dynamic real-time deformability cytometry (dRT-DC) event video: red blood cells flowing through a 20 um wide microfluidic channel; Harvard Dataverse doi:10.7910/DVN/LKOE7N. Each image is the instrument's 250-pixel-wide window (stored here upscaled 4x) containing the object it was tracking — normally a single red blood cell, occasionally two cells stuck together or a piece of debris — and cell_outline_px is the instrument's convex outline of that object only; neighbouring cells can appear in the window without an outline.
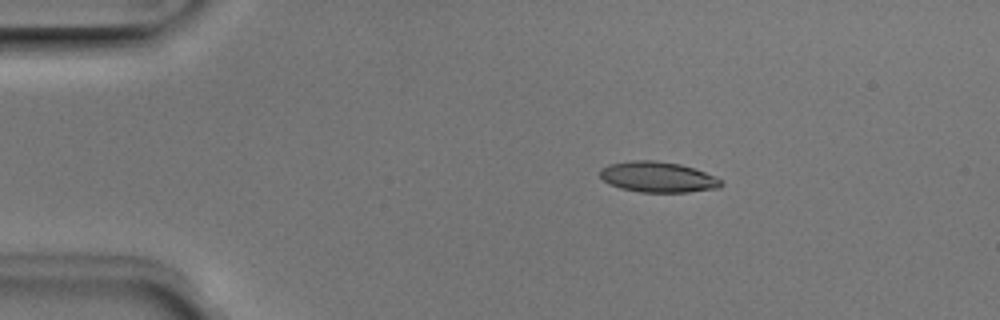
{"species": "Egyptian fruit bat (a non-hibernating species)", "species_latin": "Rousettus aegyptiacus", "temperature_condition": "room temperature", "stored_images_in_passage": 5, "camera_frame_rate_fps": 3000, "um_per_image_px": 0.085, "animal": {"sex": "male"}, "frame": {"image": 1, "passage_image": 3, "time_ms": 0.667, "image_size_px": [1000, 320], "cell_outline_px": [[724, 184], [720, 188], [688, 192], [640, 192], [620, 188], [604, 180], [600, 176], [600, 168], [608, 164], [632, 160], [656, 160], [680, 164], [696, 168], [716, 176], [724, 180]], "centroid_in_image_um": [55.98, 15.04], "position_along_channel_um": 29.0, "area_um2": 21.91}}